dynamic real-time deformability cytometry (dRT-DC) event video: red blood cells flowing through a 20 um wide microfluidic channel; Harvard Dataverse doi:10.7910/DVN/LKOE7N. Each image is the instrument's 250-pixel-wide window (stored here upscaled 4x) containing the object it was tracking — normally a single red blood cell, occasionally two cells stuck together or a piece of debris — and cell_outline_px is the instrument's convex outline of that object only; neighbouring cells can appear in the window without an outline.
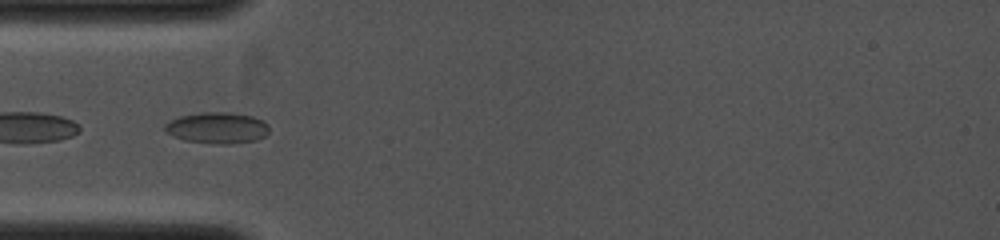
{"species": "common noctule bat (a hibernating species)", "species_latin": "Nyctalus noctula", "temperature_condition": "cold", "stored_images_in_passage": 7, "camera_frame_rate_fps": 4000, "um_per_image_px": 0.085, "animal": {"sex": "female", "body_mass_g": 19.0, "forearm_length_mm": 53.3}, "frame": {"image": 1, "passage_image": 1, "time_ms": 0.0, "image_size_px": [1000, 240], "cell_outline_px": [[268, 132], [264, 136], [256, 140], [228, 144], [216, 144], [184, 140], [172, 136], [164, 128], [164, 124], [180, 116], [200, 112], [228, 112], [252, 116], [268, 124]], "centroid_in_image_um": [18.45, 10.87], "position_along_channel_um": 66.5, "area_um2": 18.84}}
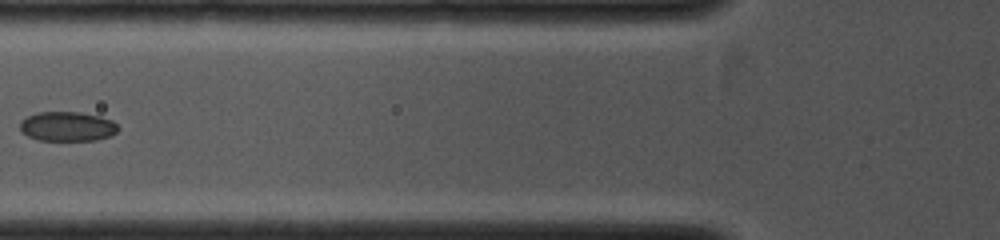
{"frame": {"image": 2, "passage_image": 3, "time_ms": 1.0, "image_size_px": [1000, 240], "cell_outline_px": [[120, 128], [116, 132], [108, 136], [96, 140], [40, 140], [28, 136], [20, 128], [20, 120], [28, 116], [40, 112], [80, 112], [100, 116], [112, 120]], "centroid_in_image_um": [5.74, 10.74], "position_along_channel_um": 120.1, "area_um2": 16.76}}
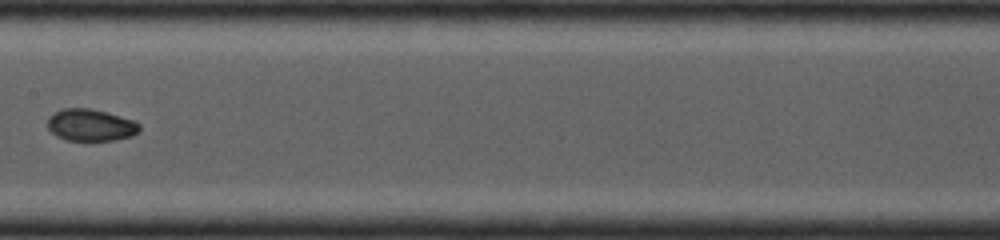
{"frame": {"image": 3, "passage_image": 5, "time_ms": 2.5, "image_size_px": [1000, 240], "cell_outline_px": [[140, 128], [132, 136], [116, 140], [68, 140], [56, 136], [48, 128], [48, 116], [60, 108], [88, 108], [108, 112], [136, 120], [140, 124]], "centroid_in_image_um": [7.71, 10.61], "position_along_channel_um": 199.7, "area_um2": 17.28}}